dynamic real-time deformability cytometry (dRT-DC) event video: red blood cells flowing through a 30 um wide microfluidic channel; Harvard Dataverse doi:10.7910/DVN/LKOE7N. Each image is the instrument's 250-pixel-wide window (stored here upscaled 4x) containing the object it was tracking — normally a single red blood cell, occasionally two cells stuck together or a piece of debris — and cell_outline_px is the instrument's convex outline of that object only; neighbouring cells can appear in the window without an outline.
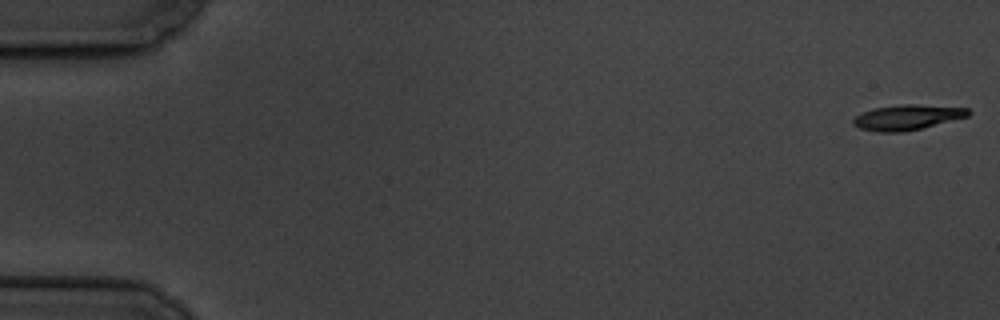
{"species": "common noctule bat (a hibernating species)", "species_latin": "Nyctalus noctula", "temperature_condition": "cold", "stored_images_in_passage": 58, "camera_frame_rate_fps": 3000, "um_per_image_px": 0.085, "animal": {"sex": "male", "body_mass_g": 19.5, "forearm_length_mm": 54.6}, "frame": {"image": 1, "passage_image": 1, "time_ms": 0.0, "image_size_px": [1000, 320], "cell_outline_px": [[972, 112], [968, 116], [904, 132], [876, 132], [860, 128], [852, 124], [852, 120], [856, 116], [872, 108], [900, 104], [916, 104], [968, 108]], "centroid_in_image_um": [77.09, 9.96], "position_along_channel_um": 7.9, "area_um2": 16.82}}
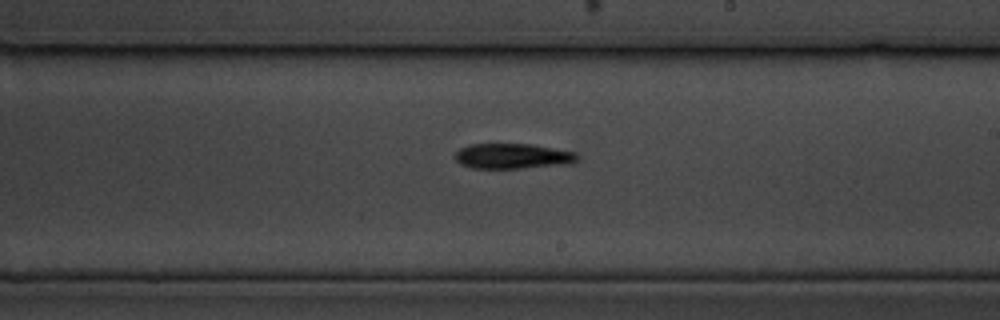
{"frame": {"image": 2, "passage_image": 34, "time_ms": 11.0, "image_size_px": [1000, 320], "cell_outline_px": [[580, 156], [572, 164], [520, 168], [472, 168], [460, 164], [456, 160], [456, 152], [460, 148], [468, 144], [532, 144], [576, 152]], "centroid_in_image_um": [43.6, 13.27], "position_along_channel_um": 245.4, "area_um2": 18.09}}
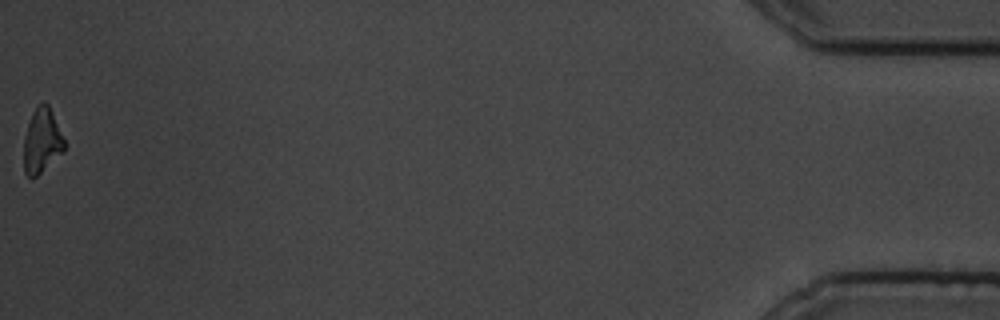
{"frame": {"image": 3, "passage_image": 58, "time_ms": 19.0, "image_size_px": [1000, 320], "cell_outline_px": [[64, 152], [32, 180], [24, 172], [24, 136], [32, 112], [44, 100], [48, 104], [64, 140]], "centroid_in_image_um": [3.54, 12.0], "position_along_channel_um": 431.7, "area_um2": 15.14}, "authors_computed_cell_mechanics": {"area_um2": 17.5712, "velocity_mm_per_s": 3.5036, "shape_relaxation_time_tau1_ms": 4.4089, "shape_relaxation_time_tau2_ms": null, "deformation_change_tau1": 0.1633, "deformation_change_tau2": null}}